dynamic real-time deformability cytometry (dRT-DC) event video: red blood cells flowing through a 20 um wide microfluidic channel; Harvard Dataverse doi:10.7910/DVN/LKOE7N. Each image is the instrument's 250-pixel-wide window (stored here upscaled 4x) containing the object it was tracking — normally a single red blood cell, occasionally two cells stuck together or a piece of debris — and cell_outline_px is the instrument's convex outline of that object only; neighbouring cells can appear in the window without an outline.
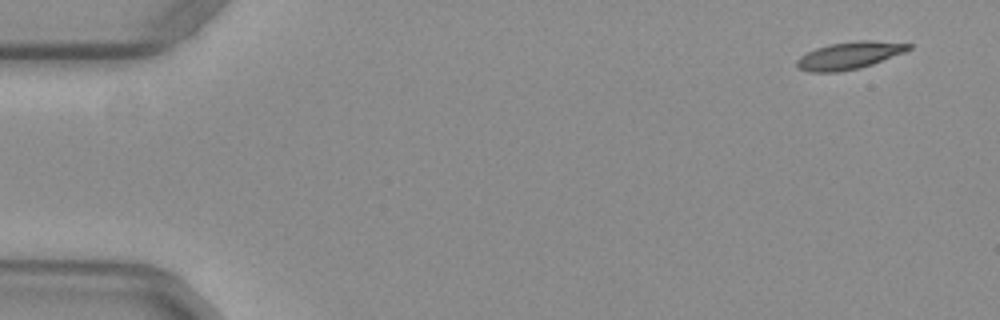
{"species": "common noctule bat (a hibernating species)", "species_latin": "Nyctalus noctula", "temperature_condition": "warm", "stored_images_in_passage": 51, "camera_frame_rate_fps": 3000, "um_per_image_px": 0.085, "animal": {"sex": "female", "body_mass_g": 29.2, "forearm_length_mm": 56.3}, "frame": {"image": 1, "passage_image": 1, "time_ms": 0.0, "image_size_px": [1000, 320], "cell_outline_px": [[912, 48], [904, 52], [872, 64], [860, 68], [836, 72], [808, 72], [800, 68], [796, 64], [796, 60], [800, 56], [816, 48], [828, 44], [856, 40], [872, 40], [912, 44]], "centroid_in_image_um": [72.19, 4.7], "position_along_channel_um": 12.8, "area_um2": 17.74}}
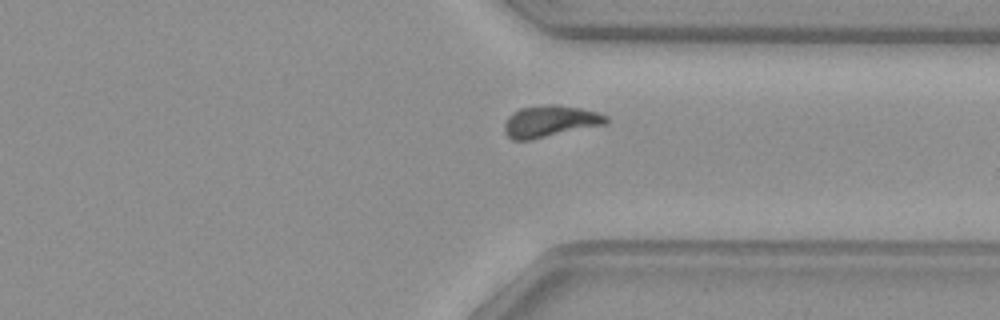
{"frame": {"image": 2, "passage_image": 38, "time_ms": 12.333, "image_size_px": [1000, 320], "cell_outline_px": [[608, 124], [532, 140], [512, 140], [504, 132], [504, 124], [508, 116], [512, 112], [520, 108], [544, 104], [556, 104], [580, 108], [596, 112], [608, 116]], "centroid_in_image_um": [46.75, 10.31], "position_along_channel_um": 364.6, "area_um2": 19.07}}
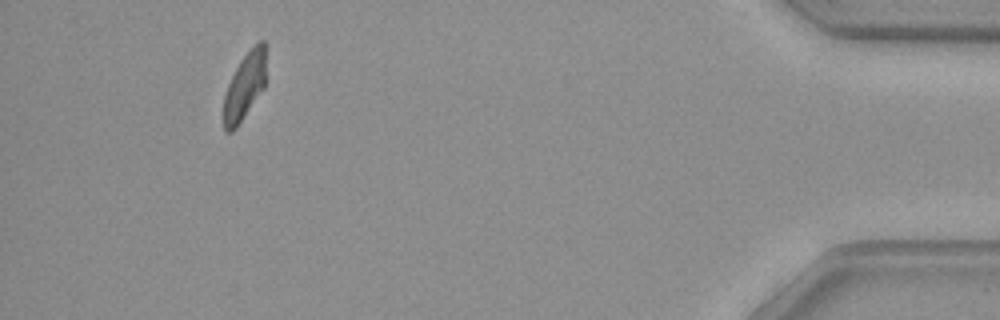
{"frame": {"image": 3, "passage_image": 47, "time_ms": 15.333, "image_size_px": [1000, 320], "cell_outline_px": [[264, 88], [236, 128], [232, 132], [224, 132], [224, 96], [228, 84], [240, 60], [260, 40], [264, 40]], "centroid_in_image_um": [20.76, 7.38], "position_along_channel_um": 414.4, "area_um2": 16.01}, "authors_computed_cell_mechanics": {"area_um2": 18.2648, "velocity_mm_per_s": 3.9312, "shape_relaxation_time_tau1_ms": null, "shape_relaxation_time_tau2_ms": 3.664, "deformation_change_tau1": null, "deformation_change_tau2": 0.089}}